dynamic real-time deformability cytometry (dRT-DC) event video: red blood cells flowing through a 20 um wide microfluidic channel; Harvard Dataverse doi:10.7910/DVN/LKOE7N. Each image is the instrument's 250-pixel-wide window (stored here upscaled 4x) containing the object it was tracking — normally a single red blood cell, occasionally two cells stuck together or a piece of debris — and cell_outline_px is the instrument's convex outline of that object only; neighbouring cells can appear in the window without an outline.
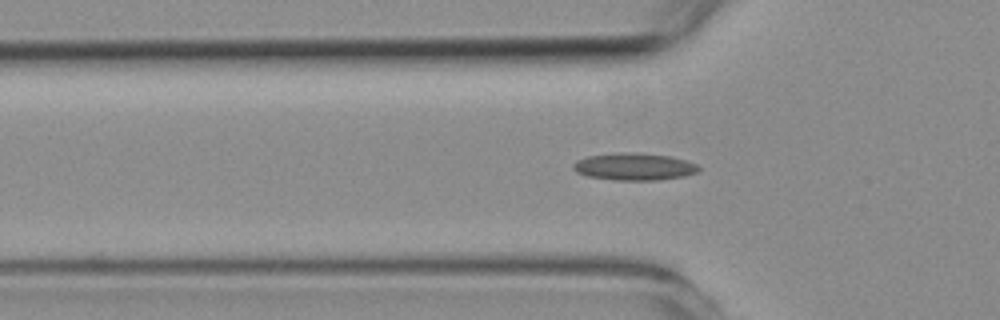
{"species": "common noctule bat (a hibernating species)", "species_latin": "Nyctalus noctula", "temperature_condition": "room temperature", "stored_images_in_passage": 42, "segment_of_instrument_passage": [1, 2], "camera_frame_rate_fps": 3000, "um_per_image_px": 0.085, "animal": {"sex": "female", "body_mass_g": 19.3, "forearm_length_mm": 54.1}, "frame": {"image": 1, "passage_image": 4, "time_ms": 1.0, "image_size_px": [1000, 320], "cell_outline_px": [[700, 168], [696, 172], [684, 176], [656, 180], [616, 180], [588, 176], [576, 172], [572, 168], [572, 164], [576, 160], [588, 156], [620, 152], [640, 152], [672, 156], [696, 164]], "centroid_in_image_um": [53.88, 14.15], "position_along_channel_um": 71.9, "area_um2": 19.94}}
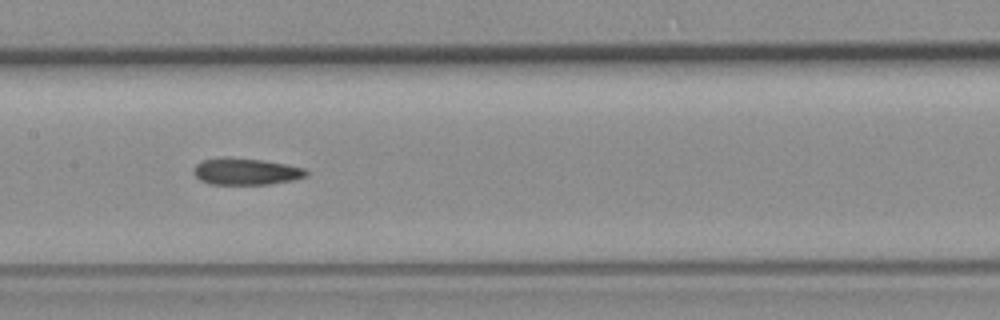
{"frame": {"image": 2, "passage_image": 13, "time_ms": 4.0, "image_size_px": [1000, 320], "cell_outline_px": [[308, 176], [292, 180], [268, 184], [212, 184], [200, 180], [192, 172], [192, 168], [196, 164], [204, 160], [260, 160], [284, 164], [304, 168], [308, 172]], "centroid_in_image_um": [20.93, 14.62], "position_along_channel_um": 186.5, "area_um2": 16.65}}
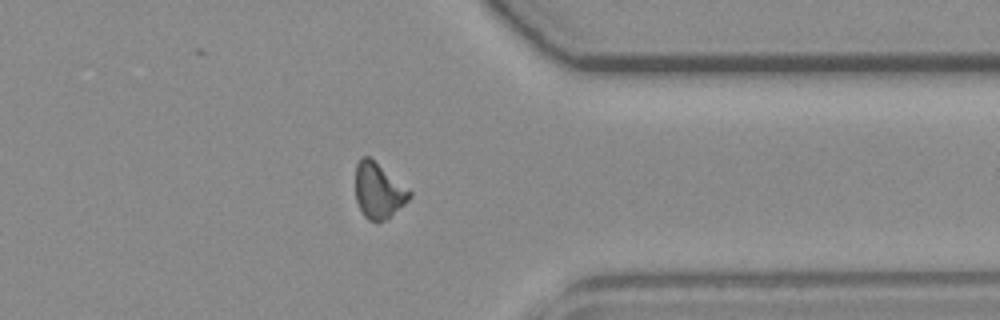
{"frame": {"image": 3, "passage_image": 29, "time_ms": 9.333, "image_size_px": [1000, 320], "cell_outline_px": [[412, 196], [388, 220], [376, 224], [368, 220], [364, 216], [356, 200], [356, 164], [360, 156], [368, 156], [412, 192]], "centroid_in_image_um": [32.16, 16.26], "position_along_channel_um": 379.2, "area_um2": 17.51}}